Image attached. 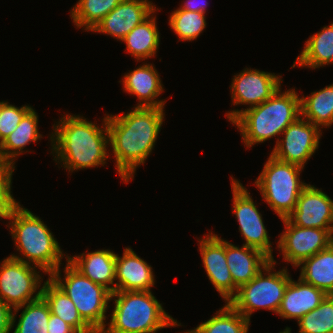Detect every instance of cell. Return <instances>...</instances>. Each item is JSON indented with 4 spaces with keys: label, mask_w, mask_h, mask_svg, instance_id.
Returning <instances> with one entry per match:
<instances>
[{
    "label": "cell",
    "mask_w": 333,
    "mask_h": 333,
    "mask_svg": "<svg viewBox=\"0 0 333 333\" xmlns=\"http://www.w3.org/2000/svg\"><path fill=\"white\" fill-rule=\"evenodd\" d=\"M20 204H0V219H10L12 212Z\"/></svg>",
    "instance_id": "38"
},
{
    "label": "cell",
    "mask_w": 333,
    "mask_h": 333,
    "mask_svg": "<svg viewBox=\"0 0 333 333\" xmlns=\"http://www.w3.org/2000/svg\"><path fill=\"white\" fill-rule=\"evenodd\" d=\"M42 297L50 312L72 326L78 333H96L80 316L75 304L50 277L42 284Z\"/></svg>",
    "instance_id": "24"
},
{
    "label": "cell",
    "mask_w": 333,
    "mask_h": 333,
    "mask_svg": "<svg viewBox=\"0 0 333 333\" xmlns=\"http://www.w3.org/2000/svg\"><path fill=\"white\" fill-rule=\"evenodd\" d=\"M301 116L319 129L333 123V84L301 97Z\"/></svg>",
    "instance_id": "27"
},
{
    "label": "cell",
    "mask_w": 333,
    "mask_h": 333,
    "mask_svg": "<svg viewBox=\"0 0 333 333\" xmlns=\"http://www.w3.org/2000/svg\"><path fill=\"white\" fill-rule=\"evenodd\" d=\"M207 5L208 3L203 0L199 3L196 2V0H187L184 2V4H181V7L179 8L187 11H194L205 14Z\"/></svg>",
    "instance_id": "37"
},
{
    "label": "cell",
    "mask_w": 333,
    "mask_h": 333,
    "mask_svg": "<svg viewBox=\"0 0 333 333\" xmlns=\"http://www.w3.org/2000/svg\"><path fill=\"white\" fill-rule=\"evenodd\" d=\"M102 120L104 123L99 127L79 115L66 114L60 118L50 135L55 162L68 172L104 166L110 154L107 116Z\"/></svg>",
    "instance_id": "2"
},
{
    "label": "cell",
    "mask_w": 333,
    "mask_h": 333,
    "mask_svg": "<svg viewBox=\"0 0 333 333\" xmlns=\"http://www.w3.org/2000/svg\"><path fill=\"white\" fill-rule=\"evenodd\" d=\"M0 264V300L2 302L14 309L41 297L42 288L39 289V287H41L42 276L38 274L37 266L10 256Z\"/></svg>",
    "instance_id": "9"
},
{
    "label": "cell",
    "mask_w": 333,
    "mask_h": 333,
    "mask_svg": "<svg viewBox=\"0 0 333 333\" xmlns=\"http://www.w3.org/2000/svg\"><path fill=\"white\" fill-rule=\"evenodd\" d=\"M225 254L233 283L238 289L252 280L271 260L258 249L244 244L239 248L226 240Z\"/></svg>",
    "instance_id": "21"
},
{
    "label": "cell",
    "mask_w": 333,
    "mask_h": 333,
    "mask_svg": "<svg viewBox=\"0 0 333 333\" xmlns=\"http://www.w3.org/2000/svg\"><path fill=\"white\" fill-rule=\"evenodd\" d=\"M24 308L15 325L17 312ZM50 308L45 299L41 296L39 299L28 302L25 305L16 307L12 312L13 333H48V322L50 318Z\"/></svg>",
    "instance_id": "28"
},
{
    "label": "cell",
    "mask_w": 333,
    "mask_h": 333,
    "mask_svg": "<svg viewBox=\"0 0 333 333\" xmlns=\"http://www.w3.org/2000/svg\"><path fill=\"white\" fill-rule=\"evenodd\" d=\"M296 267H301L299 278L303 282L333 295V243Z\"/></svg>",
    "instance_id": "25"
},
{
    "label": "cell",
    "mask_w": 333,
    "mask_h": 333,
    "mask_svg": "<svg viewBox=\"0 0 333 333\" xmlns=\"http://www.w3.org/2000/svg\"><path fill=\"white\" fill-rule=\"evenodd\" d=\"M47 327L48 333H78L72 326L52 313H50Z\"/></svg>",
    "instance_id": "35"
},
{
    "label": "cell",
    "mask_w": 333,
    "mask_h": 333,
    "mask_svg": "<svg viewBox=\"0 0 333 333\" xmlns=\"http://www.w3.org/2000/svg\"><path fill=\"white\" fill-rule=\"evenodd\" d=\"M202 263L210 282L220 296L229 303L237 294L238 288L234 285L231 272L226 261L225 240L217 234L210 232L198 240Z\"/></svg>",
    "instance_id": "13"
},
{
    "label": "cell",
    "mask_w": 333,
    "mask_h": 333,
    "mask_svg": "<svg viewBox=\"0 0 333 333\" xmlns=\"http://www.w3.org/2000/svg\"><path fill=\"white\" fill-rule=\"evenodd\" d=\"M287 219L300 227L333 229V200L321 189L308 184Z\"/></svg>",
    "instance_id": "15"
},
{
    "label": "cell",
    "mask_w": 333,
    "mask_h": 333,
    "mask_svg": "<svg viewBox=\"0 0 333 333\" xmlns=\"http://www.w3.org/2000/svg\"><path fill=\"white\" fill-rule=\"evenodd\" d=\"M42 138L38 131V115L31 108L22 118L18 127L0 143V162L11 163L23 149L31 142H37Z\"/></svg>",
    "instance_id": "22"
},
{
    "label": "cell",
    "mask_w": 333,
    "mask_h": 333,
    "mask_svg": "<svg viewBox=\"0 0 333 333\" xmlns=\"http://www.w3.org/2000/svg\"><path fill=\"white\" fill-rule=\"evenodd\" d=\"M285 229L278 240L284 261L296 267L333 243V229L305 228L281 219Z\"/></svg>",
    "instance_id": "11"
},
{
    "label": "cell",
    "mask_w": 333,
    "mask_h": 333,
    "mask_svg": "<svg viewBox=\"0 0 333 333\" xmlns=\"http://www.w3.org/2000/svg\"><path fill=\"white\" fill-rule=\"evenodd\" d=\"M165 117L164 107H134L121 115L107 114L109 145L121 179L132 181L136 168L154 149Z\"/></svg>",
    "instance_id": "1"
},
{
    "label": "cell",
    "mask_w": 333,
    "mask_h": 333,
    "mask_svg": "<svg viewBox=\"0 0 333 333\" xmlns=\"http://www.w3.org/2000/svg\"><path fill=\"white\" fill-rule=\"evenodd\" d=\"M1 112H2V102H0V116H1Z\"/></svg>",
    "instance_id": "40"
},
{
    "label": "cell",
    "mask_w": 333,
    "mask_h": 333,
    "mask_svg": "<svg viewBox=\"0 0 333 333\" xmlns=\"http://www.w3.org/2000/svg\"><path fill=\"white\" fill-rule=\"evenodd\" d=\"M12 312V308L0 300V333H10Z\"/></svg>",
    "instance_id": "36"
},
{
    "label": "cell",
    "mask_w": 333,
    "mask_h": 333,
    "mask_svg": "<svg viewBox=\"0 0 333 333\" xmlns=\"http://www.w3.org/2000/svg\"><path fill=\"white\" fill-rule=\"evenodd\" d=\"M297 322L298 333H333V295H327L316 309Z\"/></svg>",
    "instance_id": "32"
},
{
    "label": "cell",
    "mask_w": 333,
    "mask_h": 333,
    "mask_svg": "<svg viewBox=\"0 0 333 333\" xmlns=\"http://www.w3.org/2000/svg\"><path fill=\"white\" fill-rule=\"evenodd\" d=\"M327 294L313 285L290 279L277 314L284 319H301L316 309Z\"/></svg>",
    "instance_id": "19"
},
{
    "label": "cell",
    "mask_w": 333,
    "mask_h": 333,
    "mask_svg": "<svg viewBox=\"0 0 333 333\" xmlns=\"http://www.w3.org/2000/svg\"><path fill=\"white\" fill-rule=\"evenodd\" d=\"M15 165L0 162V204H20L14 199L11 189Z\"/></svg>",
    "instance_id": "34"
},
{
    "label": "cell",
    "mask_w": 333,
    "mask_h": 333,
    "mask_svg": "<svg viewBox=\"0 0 333 333\" xmlns=\"http://www.w3.org/2000/svg\"><path fill=\"white\" fill-rule=\"evenodd\" d=\"M227 119L239 128L247 148L263 143L282 132L301 117V99L296 90L281 92V87L263 103L246 109H234Z\"/></svg>",
    "instance_id": "3"
},
{
    "label": "cell",
    "mask_w": 333,
    "mask_h": 333,
    "mask_svg": "<svg viewBox=\"0 0 333 333\" xmlns=\"http://www.w3.org/2000/svg\"><path fill=\"white\" fill-rule=\"evenodd\" d=\"M115 269V291H151L155 284L151 265L129 247L122 257L116 254Z\"/></svg>",
    "instance_id": "17"
},
{
    "label": "cell",
    "mask_w": 333,
    "mask_h": 333,
    "mask_svg": "<svg viewBox=\"0 0 333 333\" xmlns=\"http://www.w3.org/2000/svg\"><path fill=\"white\" fill-rule=\"evenodd\" d=\"M123 0H79L71 8L74 25L92 31L96 25Z\"/></svg>",
    "instance_id": "30"
},
{
    "label": "cell",
    "mask_w": 333,
    "mask_h": 333,
    "mask_svg": "<svg viewBox=\"0 0 333 333\" xmlns=\"http://www.w3.org/2000/svg\"><path fill=\"white\" fill-rule=\"evenodd\" d=\"M169 25L180 40L192 41L203 33L207 24L204 13L178 8L171 13Z\"/></svg>",
    "instance_id": "31"
},
{
    "label": "cell",
    "mask_w": 333,
    "mask_h": 333,
    "mask_svg": "<svg viewBox=\"0 0 333 333\" xmlns=\"http://www.w3.org/2000/svg\"><path fill=\"white\" fill-rule=\"evenodd\" d=\"M281 75L245 68L236 74L231 83V97L234 105L255 107L269 99L281 87Z\"/></svg>",
    "instance_id": "14"
},
{
    "label": "cell",
    "mask_w": 333,
    "mask_h": 333,
    "mask_svg": "<svg viewBox=\"0 0 333 333\" xmlns=\"http://www.w3.org/2000/svg\"><path fill=\"white\" fill-rule=\"evenodd\" d=\"M155 9V4L150 0H123L96 25L92 32L105 33L121 41Z\"/></svg>",
    "instance_id": "16"
},
{
    "label": "cell",
    "mask_w": 333,
    "mask_h": 333,
    "mask_svg": "<svg viewBox=\"0 0 333 333\" xmlns=\"http://www.w3.org/2000/svg\"><path fill=\"white\" fill-rule=\"evenodd\" d=\"M9 227L16 250L10 257L37 266L49 276L62 264L64 254L53 233L41 219L19 205L11 214Z\"/></svg>",
    "instance_id": "4"
},
{
    "label": "cell",
    "mask_w": 333,
    "mask_h": 333,
    "mask_svg": "<svg viewBox=\"0 0 333 333\" xmlns=\"http://www.w3.org/2000/svg\"><path fill=\"white\" fill-rule=\"evenodd\" d=\"M64 267L62 279L60 267L54 271L50 278L60 287L75 304L82 319L96 332L100 333L106 327V310L111 292L104 286L94 283L83 276L68 261Z\"/></svg>",
    "instance_id": "6"
},
{
    "label": "cell",
    "mask_w": 333,
    "mask_h": 333,
    "mask_svg": "<svg viewBox=\"0 0 333 333\" xmlns=\"http://www.w3.org/2000/svg\"><path fill=\"white\" fill-rule=\"evenodd\" d=\"M233 193V212L239 223V231L243 236L244 245L260 250L271 260V242L269 234L264 226L261 213L253 202L249 191L238 181L231 177Z\"/></svg>",
    "instance_id": "10"
},
{
    "label": "cell",
    "mask_w": 333,
    "mask_h": 333,
    "mask_svg": "<svg viewBox=\"0 0 333 333\" xmlns=\"http://www.w3.org/2000/svg\"><path fill=\"white\" fill-rule=\"evenodd\" d=\"M67 261L83 276L104 286L111 293L115 292L116 253L113 251L109 249L89 253L87 251V254L67 256Z\"/></svg>",
    "instance_id": "20"
},
{
    "label": "cell",
    "mask_w": 333,
    "mask_h": 333,
    "mask_svg": "<svg viewBox=\"0 0 333 333\" xmlns=\"http://www.w3.org/2000/svg\"><path fill=\"white\" fill-rule=\"evenodd\" d=\"M303 169L299 165L282 162L270 155L254 183L264 201L280 219H285L292 213L301 191L308 185L300 181Z\"/></svg>",
    "instance_id": "7"
},
{
    "label": "cell",
    "mask_w": 333,
    "mask_h": 333,
    "mask_svg": "<svg viewBox=\"0 0 333 333\" xmlns=\"http://www.w3.org/2000/svg\"><path fill=\"white\" fill-rule=\"evenodd\" d=\"M290 331V327H286V329H284V331H281L280 333H291Z\"/></svg>",
    "instance_id": "39"
},
{
    "label": "cell",
    "mask_w": 333,
    "mask_h": 333,
    "mask_svg": "<svg viewBox=\"0 0 333 333\" xmlns=\"http://www.w3.org/2000/svg\"><path fill=\"white\" fill-rule=\"evenodd\" d=\"M157 10L158 8L121 40L126 44V51L137 61L152 58L159 48L160 33L154 16Z\"/></svg>",
    "instance_id": "23"
},
{
    "label": "cell",
    "mask_w": 333,
    "mask_h": 333,
    "mask_svg": "<svg viewBox=\"0 0 333 333\" xmlns=\"http://www.w3.org/2000/svg\"><path fill=\"white\" fill-rule=\"evenodd\" d=\"M110 300L115 302L111 320L100 333H157L166 327L181 326L151 291H115Z\"/></svg>",
    "instance_id": "5"
},
{
    "label": "cell",
    "mask_w": 333,
    "mask_h": 333,
    "mask_svg": "<svg viewBox=\"0 0 333 333\" xmlns=\"http://www.w3.org/2000/svg\"><path fill=\"white\" fill-rule=\"evenodd\" d=\"M276 263V260H270L252 280L241 286L229 301L245 318L250 320L252 313L260 308L278 312L291 277L285 268L275 272L273 269Z\"/></svg>",
    "instance_id": "8"
},
{
    "label": "cell",
    "mask_w": 333,
    "mask_h": 333,
    "mask_svg": "<svg viewBox=\"0 0 333 333\" xmlns=\"http://www.w3.org/2000/svg\"><path fill=\"white\" fill-rule=\"evenodd\" d=\"M321 131L301 116L282 132L283 139L277 138L270 155L282 162L304 168L307 160L319 147Z\"/></svg>",
    "instance_id": "12"
},
{
    "label": "cell",
    "mask_w": 333,
    "mask_h": 333,
    "mask_svg": "<svg viewBox=\"0 0 333 333\" xmlns=\"http://www.w3.org/2000/svg\"><path fill=\"white\" fill-rule=\"evenodd\" d=\"M29 105L16 107L9 102L2 101L0 116V143L10 135L19 125L23 116L31 109Z\"/></svg>",
    "instance_id": "33"
},
{
    "label": "cell",
    "mask_w": 333,
    "mask_h": 333,
    "mask_svg": "<svg viewBox=\"0 0 333 333\" xmlns=\"http://www.w3.org/2000/svg\"><path fill=\"white\" fill-rule=\"evenodd\" d=\"M249 324V319L226 303L212 318L184 333H247Z\"/></svg>",
    "instance_id": "29"
},
{
    "label": "cell",
    "mask_w": 333,
    "mask_h": 333,
    "mask_svg": "<svg viewBox=\"0 0 333 333\" xmlns=\"http://www.w3.org/2000/svg\"><path fill=\"white\" fill-rule=\"evenodd\" d=\"M123 89L128 94L136 95L139 103L136 107H164L165 100H157L164 92L158 71L153 64H143L124 74Z\"/></svg>",
    "instance_id": "18"
},
{
    "label": "cell",
    "mask_w": 333,
    "mask_h": 333,
    "mask_svg": "<svg viewBox=\"0 0 333 333\" xmlns=\"http://www.w3.org/2000/svg\"><path fill=\"white\" fill-rule=\"evenodd\" d=\"M293 63L291 68L299 65L310 69L333 64V23L310 36L300 56Z\"/></svg>",
    "instance_id": "26"
}]
</instances>
